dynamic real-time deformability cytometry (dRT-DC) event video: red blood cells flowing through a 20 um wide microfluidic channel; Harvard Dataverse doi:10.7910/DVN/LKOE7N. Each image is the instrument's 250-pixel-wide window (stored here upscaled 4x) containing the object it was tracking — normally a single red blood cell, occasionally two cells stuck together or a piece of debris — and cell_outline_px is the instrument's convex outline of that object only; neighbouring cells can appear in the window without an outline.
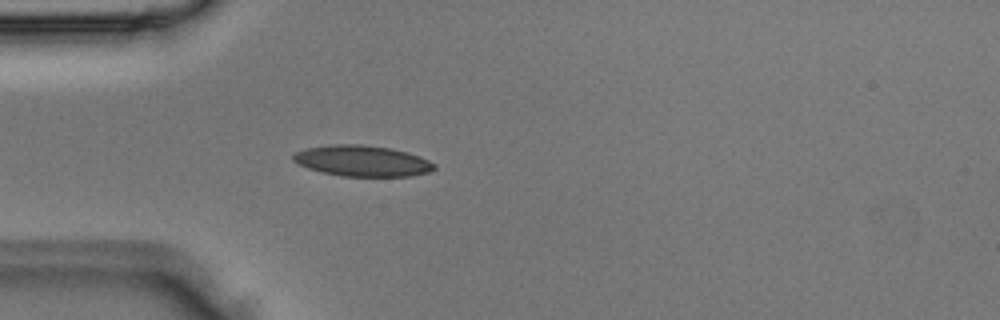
{"species": "Egyptian fruit bat (a non-hibernating species)", "species_latin": "Rousettus aegyptiacus", "temperature_condition": "room temperature", "stored_images_in_passage": 2, "camera_frame_rate_fps": 3000, "um_per_image_px": 0.085, "animal": {"sex": "male"}, "frame": {"image": 1, "passage_image": 2, "time_ms": 0.333, "image_size_px": [1000, 320], "cell_outline_px": [[436, 168], [428, 172], [408, 176], [344, 176], [324, 172], [308, 168], [292, 160], [292, 156], [296, 152], [308, 148], [332, 144], [360, 144], [392, 148], [408, 152], [420, 156], [436, 164]], "centroid_in_image_um": [30.83, 13.66], "position_along_channel_um": 54.2, "area_um2": 25.26}}